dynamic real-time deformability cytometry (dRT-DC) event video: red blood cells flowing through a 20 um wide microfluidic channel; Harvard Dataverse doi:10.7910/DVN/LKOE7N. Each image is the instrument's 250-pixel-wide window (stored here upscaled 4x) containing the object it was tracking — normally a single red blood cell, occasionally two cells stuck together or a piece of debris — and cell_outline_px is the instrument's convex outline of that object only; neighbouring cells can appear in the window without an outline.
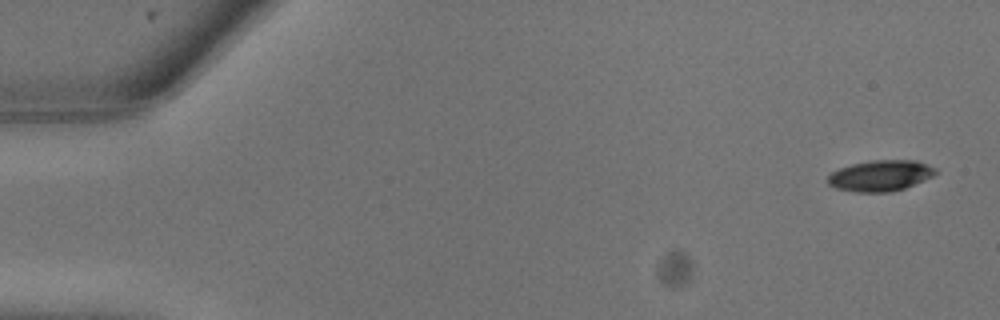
{"species": "common noctule bat (a hibernating species)", "species_latin": "Nyctalus noctula", "temperature_condition": "warm", "stored_images_in_passage": 9, "camera_frame_rate_fps": 3000, "um_per_image_px": 0.085, "animal": {"sex": "male", "body_mass_g": 13.3}, "frame": {"image": 1, "passage_image": 1, "time_ms": 0.0, "image_size_px": [1000, 320], "cell_outline_px": [[936, 172], [932, 176], [924, 180], [904, 188], [892, 192], [856, 192], [836, 188], [828, 184], [828, 176], [832, 172], [840, 168], [852, 164], [872, 160], [916, 160], [936, 168]], "centroid_in_image_um": [74.83, 14.93], "position_along_channel_um": 10.2, "area_um2": 19.31}}
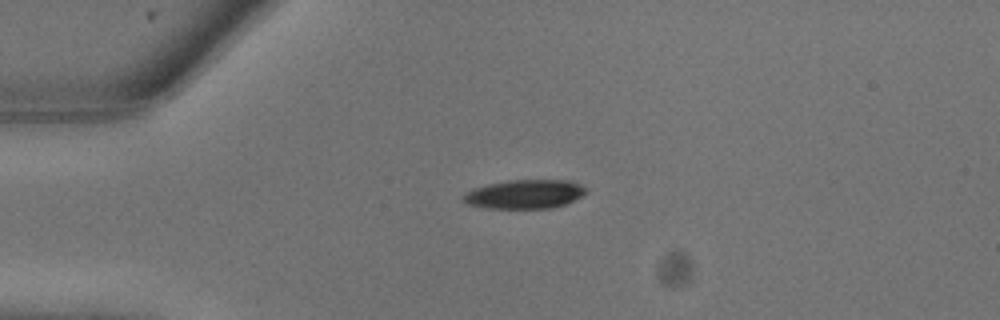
{"frame": {"image": 2, "passage_image": 6, "time_ms": 1.667, "image_size_px": [1000, 320], "cell_outline_px": [[588, 192], [584, 196], [564, 204], [552, 208], [488, 208], [468, 204], [460, 200], [460, 196], [472, 188], [488, 184], [508, 180], [572, 180], [580, 184]], "centroid_in_image_um": [44.58, 16.5], "position_along_channel_um": 40.4, "area_um2": 20.92}}
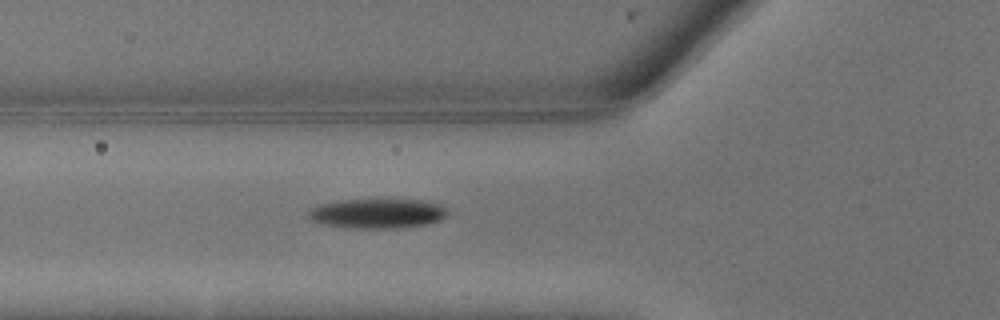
{"frame": {"image": 3, "passage_image": 9, "time_ms": 2.667, "image_size_px": [1000, 320], "cell_outline_px": [[448, 212], [440, 220], [424, 224], [396, 228], [352, 228], [320, 224], [308, 220], [308, 212], [312, 208], [320, 204], [344, 200], [428, 200], [444, 204], [448, 208]], "centroid_in_image_um": [32.09, 18.14], "position_along_channel_um": 93.7, "area_um2": 24.16}}